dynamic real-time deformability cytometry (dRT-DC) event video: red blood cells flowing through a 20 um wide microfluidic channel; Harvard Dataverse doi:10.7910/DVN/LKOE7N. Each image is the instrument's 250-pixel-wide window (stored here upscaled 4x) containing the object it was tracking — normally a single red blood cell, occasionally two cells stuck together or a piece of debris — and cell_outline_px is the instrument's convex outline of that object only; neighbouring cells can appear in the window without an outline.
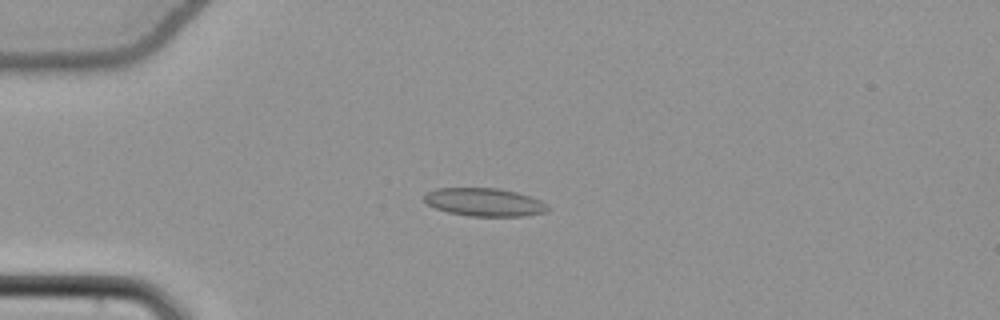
{"species": "common noctule bat (a hibernating species)", "species_latin": "Nyctalus noctula", "temperature_condition": "cold", "stored_images_in_passage": 44, "camera_frame_rate_fps": 3000, "um_per_image_px": 0.085, "animal": {"sex": "female", "body_mass_g": 22.7, "forearm_length_mm": 54.2}, "frame": {"image": 1, "passage_image": 4, "time_ms": 1.0, "image_size_px": [1000, 320], "cell_outline_px": [[548, 208], [544, 212], [524, 216], [468, 216], [448, 212], [436, 208], [428, 204], [424, 200], [424, 196], [428, 192], [436, 188], [500, 188], [516, 192], [540, 200], [548, 204]], "centroid_in_image_um": [41.17, 17.18], "position_along_channel_um": 43.8, "area_um2": 20.11}}
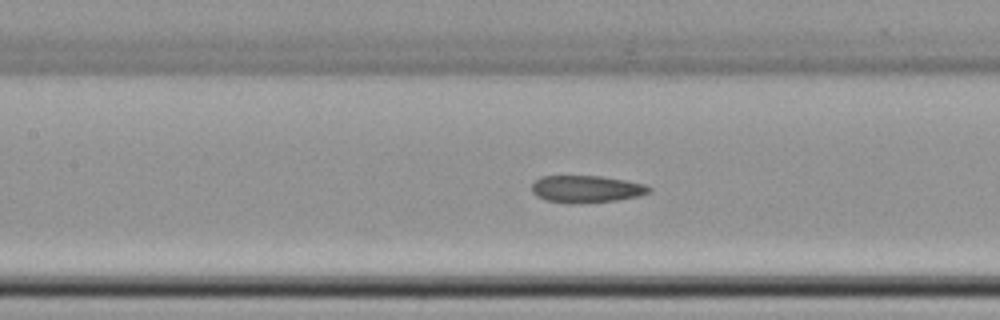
{"frame": {"image": 2, "passage_image": 15, "time_ms": 4.667, "image_size_px": [1000, 320], "cell_outline_px": [[652, 192], [636, 196], [616, 200], [544, 200], [536, 196], [532, 192], [532, 184], [540, 176], [600, 176], [624, 180], [644, 184], [652, 188]], "centroid_in_image_um": [49.85, 16.01], "position_along_channel_um": 157.5, "area_um2": 17.51}}
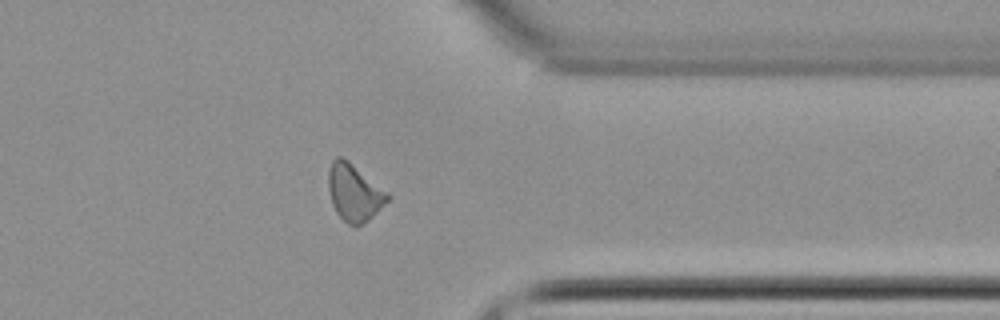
{"frame": {"image": 3, "passage_image": 33, "time_ms": 10.667, "image_size_px": [1000, 320], "cell_outline_px": [[392, 196], [368, 220], [356, 228], [348, 224], [336, 212], [332, 204], [328, 188], [328, 168], [332, 160], [336, 156], [340, 156], [348, 160], [388, 192]], "centroid_in_image_um": [30.09, 16.36], "position_along_channel_um": 381.3, "area_um2": 19.71}, "authors_computed_cell_mechanics": {"area_um2": 19.0162, "velocity_mm_per_s": 3.852, "shape_relaxation_time_tau1_ms": null, "shape_relaxation_time_tau2_ms": 9.3806, "deformation_change_tau1": null, "deformation_change_tau2": 0.1549}}